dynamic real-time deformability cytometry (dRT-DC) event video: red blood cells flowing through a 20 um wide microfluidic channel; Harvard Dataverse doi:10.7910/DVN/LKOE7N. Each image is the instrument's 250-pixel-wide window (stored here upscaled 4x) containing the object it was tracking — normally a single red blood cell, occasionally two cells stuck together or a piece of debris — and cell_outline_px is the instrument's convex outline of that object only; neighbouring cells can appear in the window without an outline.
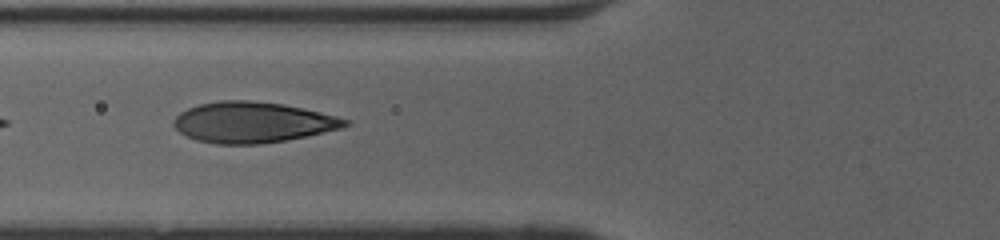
{"species": "human", "species_latin": "Homo sapiens", "temperature_condition": "cold", "stored_images_in_passage": 10, "camera_frame_rate_fps": 3000, "um_per_image_px": 0.085, "donor": {"sex": "female"}, "frame": {"image": 1, "passage_image": 4, "time_ms": 1.0, "image_size_px": [1000, 240], "cell_outline_px": [[352, 124], [344, 128], [284, 140], [260, 144], [216, 144], [196, 140], [180, 132], [172, 124], [172, 120], [180, 112], [188, 108], [200, 104], [220, 100], [248, 100], [284, 104], [320, 112], [352, 120]], "centroid_in_image_um": [21.49, 10.39], "position_along_channel_um": 104.3, "area_um2": 40.75}}
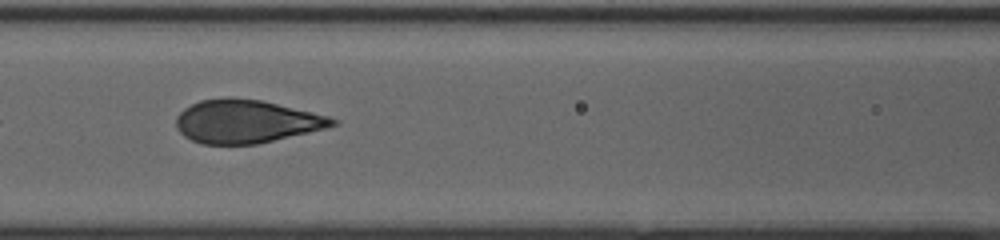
{"frame": {"image": 2, "passage_image": 7, "time_ms": 2.0, "image_size_px": [1000, 240], "cell_outline_px": [[340, 124], [308, 132], [256, 144], [200, 144], [184, 136], [176, 128], [176, 116], [184, 108], [200, 100], [224, 96], [232, 96], [260, 100], [328, 116], [340, 120]], "centroid_in_image_um": [20.89, 10.31], "position_along_channel_um": 145.7, "area_um2": 39.36}}